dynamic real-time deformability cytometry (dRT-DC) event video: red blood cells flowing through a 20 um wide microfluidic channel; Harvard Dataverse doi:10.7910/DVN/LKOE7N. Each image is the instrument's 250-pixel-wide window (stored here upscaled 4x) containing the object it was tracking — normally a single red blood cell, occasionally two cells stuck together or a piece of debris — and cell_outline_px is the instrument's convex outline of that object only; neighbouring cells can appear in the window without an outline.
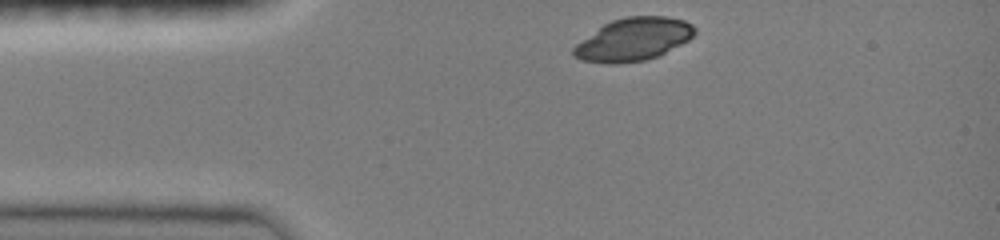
{"species": "common noctule bat (a hibernating species)", "species_latin": "Nyctalus noctula", "temperature_condition": "room temperature", "stored_images_in_passage": 21, "camera_frame_rate_fps": 3000, "um_per_image_px": 0.085, "animal": {"sex": "female", "body_mass_g": 19.0, "forearm_length_mm": 51.5}, "frame": {"image": 1, "passage_image": 1, "time_ms": 0.0, "image_size_px": [1000, 240], "cell_outline_px": [[696, 32], [688, 40], [656, 56], [644, 60], [616, 64], [608, 64], [580, 60], [572, 56], [572, 48], [576, 44], [604, 24], [612, 20], [628, 16], [668, 16], [684, 20], [692, 24], [696, 28]], "centroid_in_image_um": [53.81, 3.34], "position_along_channel_um": 31.2, "area_um2": 30.06}}